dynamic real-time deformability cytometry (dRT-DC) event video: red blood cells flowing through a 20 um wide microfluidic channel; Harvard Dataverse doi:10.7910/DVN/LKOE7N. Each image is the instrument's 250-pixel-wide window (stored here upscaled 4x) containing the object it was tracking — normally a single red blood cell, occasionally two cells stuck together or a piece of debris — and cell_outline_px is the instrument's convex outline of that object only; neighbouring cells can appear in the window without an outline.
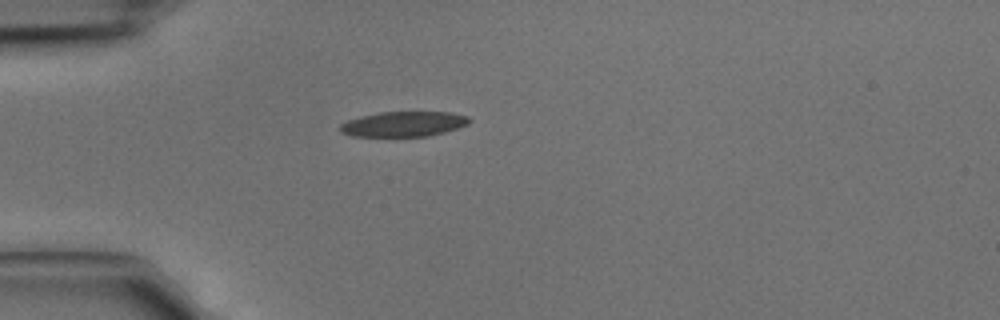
{"species": "common noctule bat (a hibernating species)", "species_latin": "Nyctalus noctula", "temperature_condition": "cold", "stored_images_in_passage": 1, "camera_frame_rate_fps": 3000, "um_per_image_px": 0.085, "animal": {"sex": "male", "body_mass_g": 15.6}, "frame": {"image": 1, "passage_image": 1, "time_ms": 0.0, "image_size_px": [1000, 320], "cell_outline_px": [[472, 120], [468, 124], [444, 132], [428, 136], [352, 136], [340, 132], [340, 124], [348, 120], [360, 116], [380, 112], [452, 112], [468, 116]], "centroid_in_image_um": [34.31, 10.53], "position_along_channel_um": 50.7, "area_um2": 18.9}}